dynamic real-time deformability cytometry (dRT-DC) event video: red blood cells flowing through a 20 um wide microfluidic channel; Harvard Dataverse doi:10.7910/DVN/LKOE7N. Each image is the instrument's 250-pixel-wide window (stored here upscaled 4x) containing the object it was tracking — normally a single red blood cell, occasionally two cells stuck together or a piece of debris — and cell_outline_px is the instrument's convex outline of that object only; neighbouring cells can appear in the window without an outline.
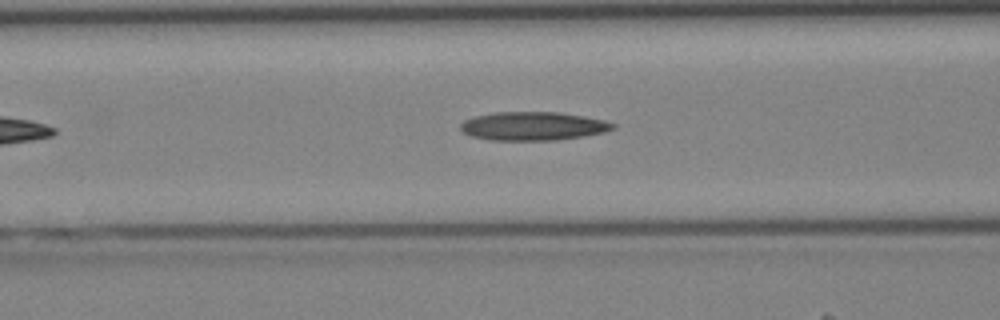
{"species": "Egyptian fruit bat (a non-hibernating species)", "species_latin": "Rousettus aegyptiacus", "temperature_condition": "cold", "stored_images_in_passage": 30, "camera_frame_rate_fps": 3000, "um_per_image_px": 0.085, "animal": {"sex": "female"}, "frame": {"image": 1, "passage_image": 8, "time_ms": 2.333, "image_size_px": [1000, 320], "cell_outline_px": [[616, 128], [604, 132], [556, 140], [492, 140], [472, 136], [464, 132], [460, 128], [460, 124], [464, 120], [472, 116], [496, 112], [560, 112], [584, 116], [604, 120], [616, 124]], "centroid_in_image_um": [45.3, 10.71], "position_along_channel_um": 121.3, "area_um2": 25.32}}
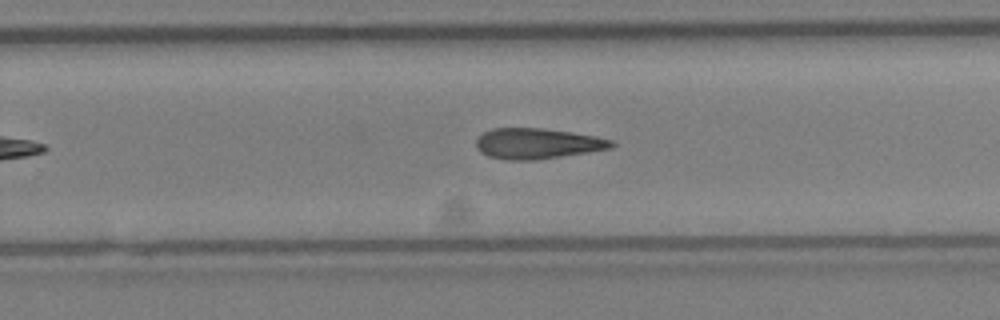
{"frame": {"image": 2, "passage_image": 18, "time_ms": 5.667, "image_size_px": [1000, 320], "cell_outline_px": [[616, 144], [612, 148], [588, 152], [532, 160], [508, 160], [488, 156], [480, 152], [476, 148], [476, 140], [484, 132], [492, 128], [544, 128], [572, 132], [596, 136], [612, 140]], "centroid_in_image_um": [45.67, 12.19], "position_along_channel_um": 284.1, "area_um2": 24.1}}
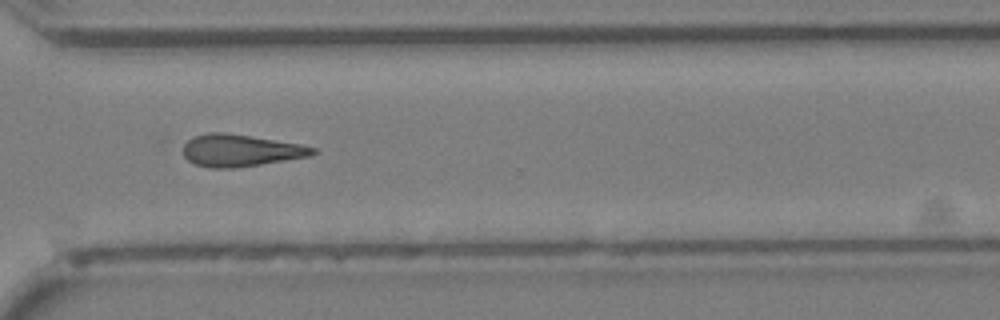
{"frame": {"image": 3, "passage_image": 22, "time_ms": 7.0, "image_size_px": [1000, 320], "cell_outline_px": [[320, 152], [308, 156], [236, 168], [212, 168], [196, 164], [188, 160], [184, 156], [184, 144], [192, 136], [208, 132], [224, 132], [300, 144], [316, 148]], "centroid_in_image_um": [20.43, 12.78], "position_along_channel_um": 350.2, "area_um2": 24.04}}